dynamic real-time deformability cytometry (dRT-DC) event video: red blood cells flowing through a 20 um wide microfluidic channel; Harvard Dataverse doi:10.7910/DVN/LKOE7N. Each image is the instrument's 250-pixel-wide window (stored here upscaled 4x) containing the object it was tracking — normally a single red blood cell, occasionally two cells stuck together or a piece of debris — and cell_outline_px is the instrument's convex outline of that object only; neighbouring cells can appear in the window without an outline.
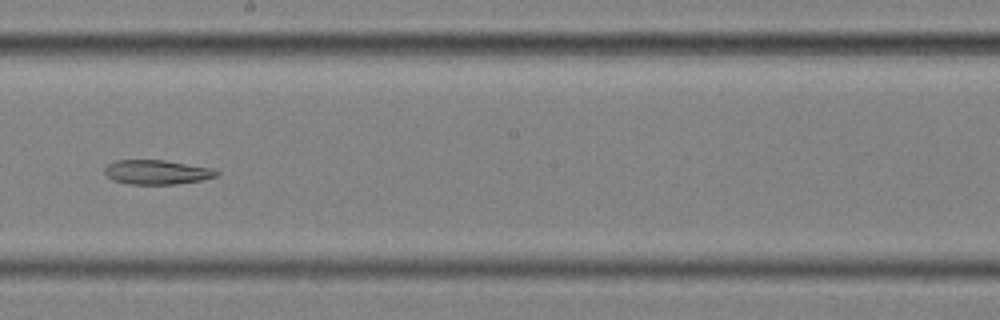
{"species": "common noctule bat (a hibernating species)", "species_latin": "Nyctalus noctula", "temperature_condition": "cold", "stored_images_in_passage": 12, "camera_frame_rate_fps": 3000, "um_per_image_px": 0.085, "animal": {"sex": "female", "body_mass_g": 25.1}, "frame": {"image": 1, "passage_image": 6, "time_ms": 1.667, "image_size_px": [1000, 320], "cell_outline_px": [[220, 172], [216, 176], [204, 180], [176, 184], [128, 184], [112, 180], [104, 172], [104, 168], [108, 164], [116, 160], [164, 160], [212, 168]], "centroid_in_image_um": [13.33, 14.63], "position_along_channel_um": 234.9, "area_um2": 15.95}}
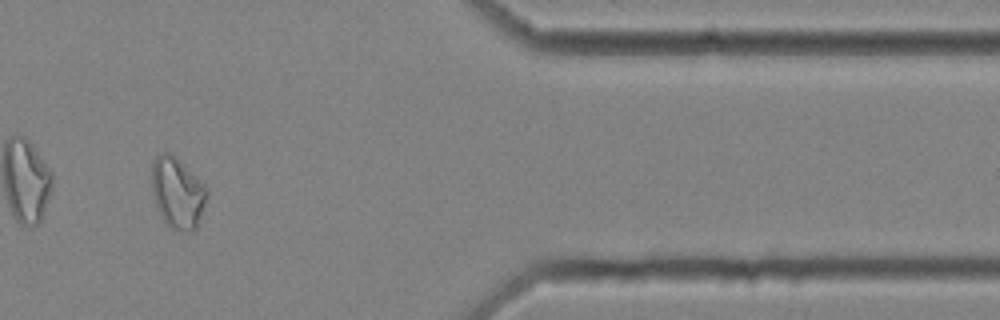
{"frame": {"image": 2, "passage_image": 10, "time_ms": 3.0, "image_size_px": [1000, 320], "cell_outline_px": [[208, 196], [196, 228], [192, 232], [188, 232], [172, 228], [164, 220], [156, 204], [152, 192], [152, 160], [156, 156], [164, 152], [168, 152], [176, 156], [204, 184], [208, 192]], "centroid_in_image_um": [15.09, 16.36], "position_along_channel_um": 396.3, "area_um2": 22.66}}